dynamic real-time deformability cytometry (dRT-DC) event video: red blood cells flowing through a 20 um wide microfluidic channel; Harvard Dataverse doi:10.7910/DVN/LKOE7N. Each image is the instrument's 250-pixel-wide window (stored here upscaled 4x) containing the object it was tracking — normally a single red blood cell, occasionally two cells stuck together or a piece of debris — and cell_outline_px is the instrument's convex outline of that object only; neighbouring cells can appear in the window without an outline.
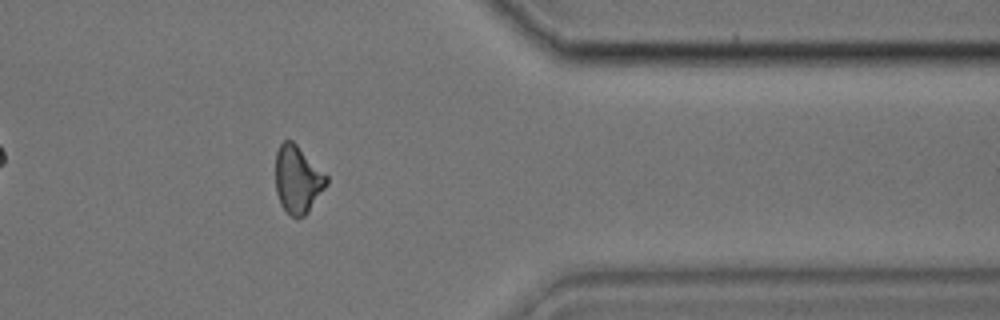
{"species": "common noctule bat (a hibernating species)", "species_latin": "Nyctalus noctula", "temperature_condition": "cold", "stored_images_in_passage": 36, "camera_frame_rate_fps": 3000, "um_per_image_px": 0.085, "animal": {"sex": "male", "body_mass_g": 17.9, "forearm_length_mm": 54.2}, "frame": {"image": 1, "passage_image": 31, "time_ms": 10.0, "image_size_px": [1000, 320], "cell_outline_px": [[328, 184], [308, 212], [304, 216], [296, 220], [280, 204], [276, 192], [276, 152], [280, 144], [284, 140], [292, 140], [328, 176]], "centroid_in_image_um": [25.3, 15.27], "position_along_channel_um": 386.1, "area_um2": 20.06}}